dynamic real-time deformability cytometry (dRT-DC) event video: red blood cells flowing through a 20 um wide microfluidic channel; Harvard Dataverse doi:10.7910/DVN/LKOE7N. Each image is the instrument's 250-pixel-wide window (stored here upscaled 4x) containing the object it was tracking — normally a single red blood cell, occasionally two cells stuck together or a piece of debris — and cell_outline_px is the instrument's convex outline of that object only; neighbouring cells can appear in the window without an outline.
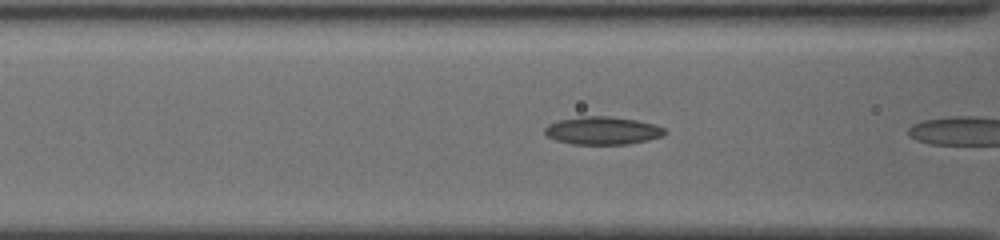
{"species": "common noctule bat (a hibernating species)", "species_latin": "Nyctalus noctula", "temperature_condition": "cold", "stored_images_in_passage": 4, "camera_frame_rate_fps": 3000, "um_per_image_px": 0.085, "animal": {"sex": "female", "body_mass_g": 19.5, "forearm_length_mm": 54.1}, "frame": {"image": 1, "passage_image": 3, "time_ms": 0.667, "image_size_px": [1000, 240], "cell_outline_px": [[664, 136], [648, 140], [628, 144], [572, 144], [556, 140], [548, 136], [544, 132], [544, 128], [548, 124], [556, 120], [580, 116], [608, 116], [636, 120], [656, 124], [664, 128]], "centroid_in_image_um": [51.2, 11.09], "position_along_channel_um": 115.4, "area_um2": 19.59}}